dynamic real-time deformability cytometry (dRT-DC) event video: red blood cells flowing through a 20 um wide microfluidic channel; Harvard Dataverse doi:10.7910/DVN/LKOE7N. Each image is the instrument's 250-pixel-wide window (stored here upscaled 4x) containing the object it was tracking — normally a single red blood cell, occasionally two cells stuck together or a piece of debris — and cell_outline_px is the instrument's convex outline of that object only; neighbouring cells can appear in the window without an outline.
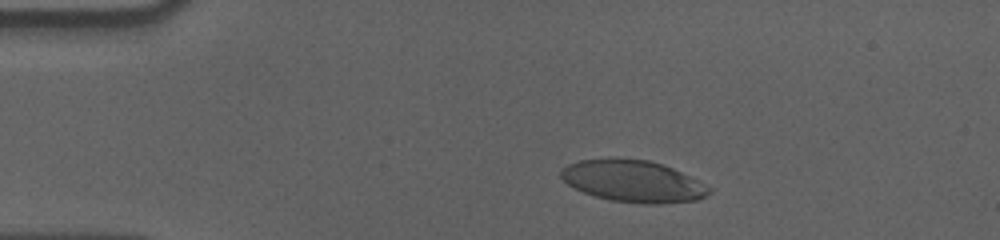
{"species": "human", "species_latin": "Homo sapiens", "temperature_condition": "cold", "stored_images_in_passage": 45, "camera_frame_rate_fps": 3000, "um_per_image_px": 0.085, "donor": {"sex": "male"}, "frame": {"image": 1, "passage_image": 8, "time_ms": 2.333, "image_size_px": [1000, 240], "cell_outline_px": [[712, 192], [696, 200], [660, 204], [644, 204], [612, 200], [596, 196], [584, 192], [568, 184], [560, 176], [560, 172], [568, 164], [580, 160], [648, 160], [672, 168], [712, 188]], "centroid_in_image_um": [53.84, 15.43], "position_along_channel_um": 31.2, "area_um2": 35.08}}
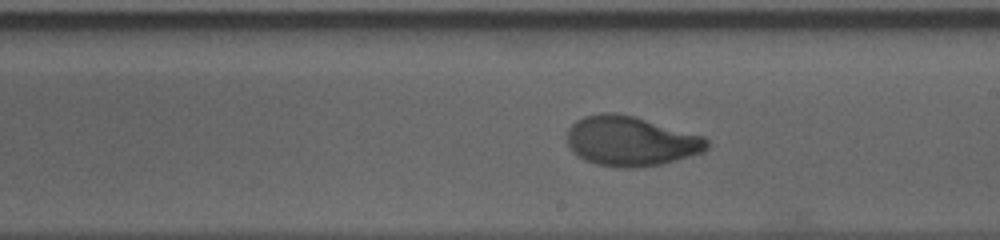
{"frame": {"image": 2, "passage_image": 30, "time_ms": 9.667, "image_size_px": [1000, 240], "cell_outline_px": [[708, 148], [704, 152], [664, 164], [636, 168], [616, 168], [596, 164], [584, 160], [572, 152], [568, 144], [568, 128], [576, 120], [584, 116], [600, 112], [616, 112], [636, 116], [704, 136], [708, 140]], "centroid_in_image_um": [53.62, 12.0], "position_along_channel_um": 235.4, "area_um2": 41.21}}
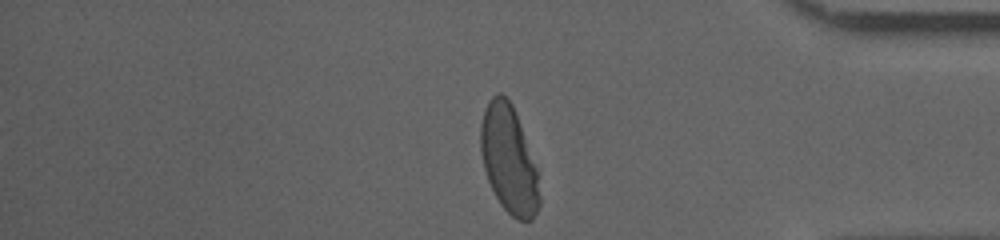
{"frame": {"image": 3, "passage_image": 45, "time_ms": 14.667, "image_size_px": [1000, 240], "cell_outline_px": [[540, 204], [532, 220], [516, 220], [500, 204], [488, 180], [484, 168], [480, 152], [480, 124], [484, 108], [488, 100], [492, 96], [500, 92], [512, 104], [536, 168], [540, 196]], "centroid_in_image_um": [43.22, 13.56], "position_along_channel_um": 392.0, "area_um2": 36.53}, "authors_computed_cell_mechanics": {"area_um2": 39.1306, "velocity_mm_per_s": 3.5623, "shape_relaxation_time_tau1_ms": 3.7652, "shape_relaxation_time_tau2_ms": 0.9566, "deformation_change_tau1": 0.2003, "deformation_change_tau2": 0.0498}}